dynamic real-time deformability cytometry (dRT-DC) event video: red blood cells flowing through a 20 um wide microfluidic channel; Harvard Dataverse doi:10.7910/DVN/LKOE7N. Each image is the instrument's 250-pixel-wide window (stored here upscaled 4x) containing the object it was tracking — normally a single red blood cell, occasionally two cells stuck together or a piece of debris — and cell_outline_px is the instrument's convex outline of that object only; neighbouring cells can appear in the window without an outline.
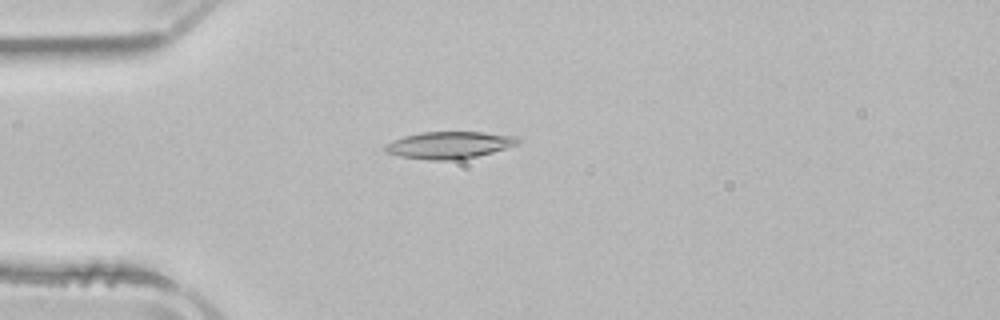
{"species": "common noctule bat (a hibernating species)", "species_latin": "Nyctalus noctula", "temperature_condition": "room temperature", "stored_images_in_passage": 52, "camera_frame_rate_fps": 3000, "um_per_image_px": 0.085, "animal": {"sex": "male", "body_mass_g": 21.5, "forearm_length_mm": 52.0}, "frame": {"image": 1, "passage_image": 14, "time_ms": 4.333, "image_size_px": [1000, 320], "cell_outline_px": [[520, 144], [492, 152], [476, 156], [456, 160], [428, 160], [400, 156], [384, 152], [384, 144], [392, 140], [404, 136], [420, 132], [484, 132], [520, 136]], "centroid_in_image_um": [38.19, 12.32], "position_along_channel_um": 46.8, "area_um2": 21.15}}
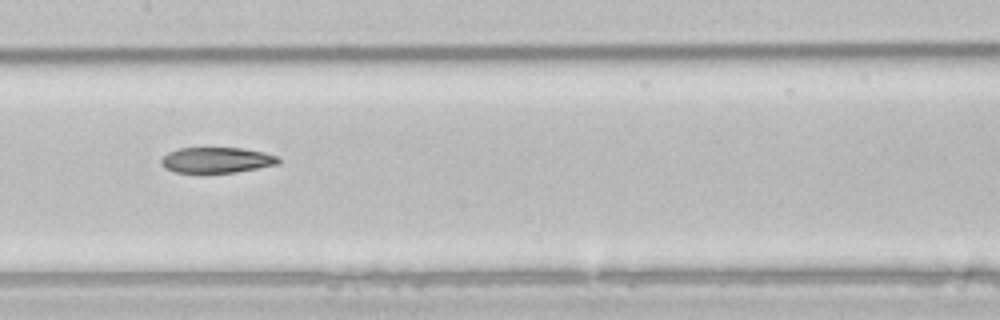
{"frame": {"image": 2, "passage_image": 26, "time_ms": 8.333, "image_size_px": [1000, 320], "cell_outline_px": [[280, 164], [236, 172], [176, 172], [164, 168], [160, 164], [160, 160], [168, 152], [180, 148], [244, 148], [264, 152], [276, 156], [280, 160]], "centroid_in_image_um": [18.42, 13.6], "position_along_channel_um": 189.0, "area_um2": 17.46}}
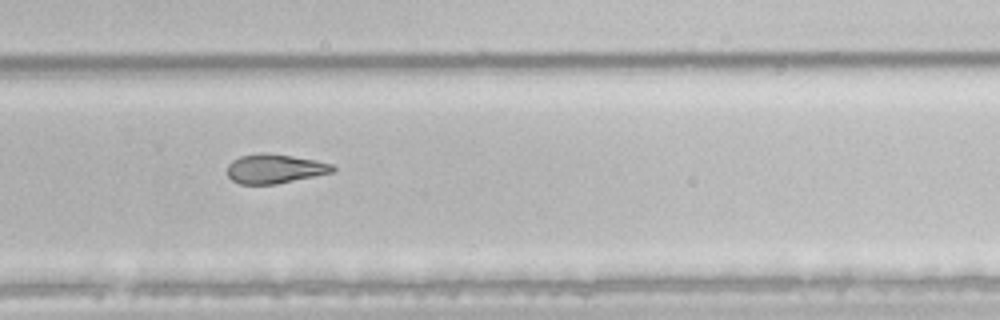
{"frame": {"image": 3, "passage_image": 35, "time_ms": 11.333, "image_size_px": [1000, 320], "cell_outline_px": [[336, 168], [332, 172], [276, 184], [240, 184], [232, 180], [228, 176], [228, 164], [232, 160], [240, 156], [260, 152], [264, 152], [292, 156], [316, 160], [332, 164]], "centroid_in_image_um": [23.32, 14.33], "position_along_channel_um": 306.5, "area_um2": 17.92}}